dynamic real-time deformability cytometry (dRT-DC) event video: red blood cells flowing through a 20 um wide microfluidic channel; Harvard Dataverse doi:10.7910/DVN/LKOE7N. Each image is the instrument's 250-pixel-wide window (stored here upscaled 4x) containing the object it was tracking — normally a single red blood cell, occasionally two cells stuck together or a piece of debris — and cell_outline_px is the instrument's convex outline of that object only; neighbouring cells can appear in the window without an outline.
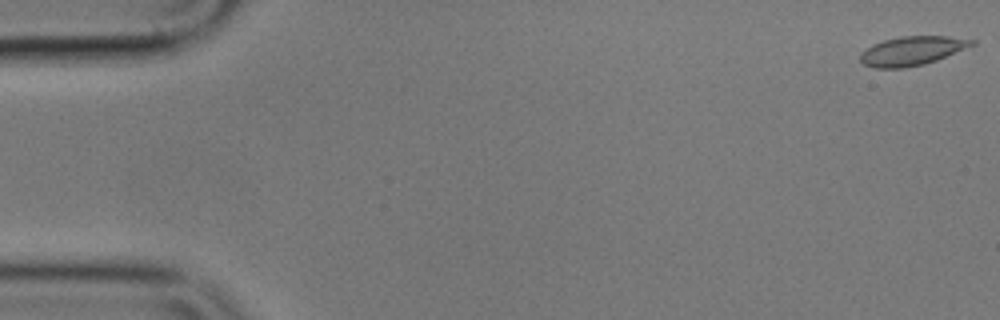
{"species": "common noctule bat (a hibernating species)", "species_latin": "Nyctalus noctula", "temperature_condition": "cold", "stored_images_in_passage": 7, "camera_frame_rate_fps": 3000, "um_per_image_px": 0.085, "animal": {"sex": "male", "body_mass_g": 17.9}, "frame": {"image": 1, "passage_image": 1, "time_ms": 0.0, "image_size_px": [1000, 320], "cell_outline_px": [[976, 44], [936, 60], [924, 64], [904, 68], [876, 68], [864, 64], [860, 60], [860, 52], [872, 44], [884, 40], [900, 36], [948, 36], [976, 40]], "centroid_in_image_um": [77.51, 4.31], "position_along_channel_um": 7.5, "area_um2": 18.84}}